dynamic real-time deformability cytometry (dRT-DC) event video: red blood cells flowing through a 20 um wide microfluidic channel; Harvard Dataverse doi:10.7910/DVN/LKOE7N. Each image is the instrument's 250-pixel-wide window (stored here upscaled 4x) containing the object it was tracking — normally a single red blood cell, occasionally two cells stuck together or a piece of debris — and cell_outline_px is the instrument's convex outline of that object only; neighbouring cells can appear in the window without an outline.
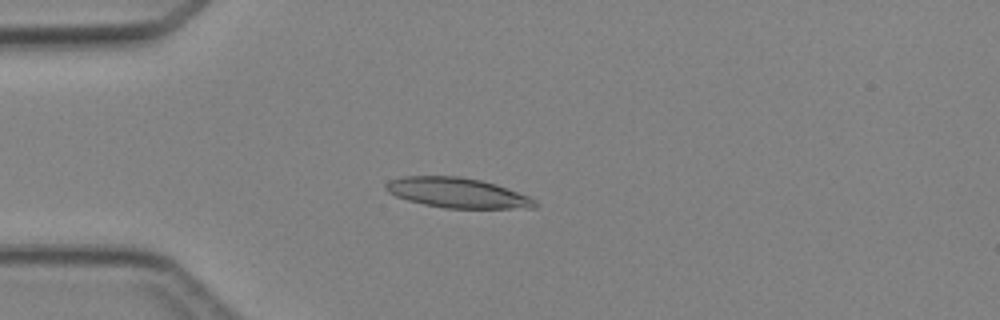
{"species": "Egyptian fruit bat (a non-hibernating species)", "species_latin": "Rousettus aegyptiacus", "temperature_condition": "cold", "stored_images_in_passage": 3, "camera_frame_rate_fps": 3000, "um_per_image_px": 0.085, "animal": {"sex": "female"}, "frame": {"image": 1, "passage_image": 3, "time_ms": 3.0, "image_size_px": [1000, 320], "cell_outline_px": [[540, 204], [536, 208], [444, 208], [424, 204], [408, 200], [396, 196], [388, 192], [384, 188], [384, 184], [388, 180], [404, 176], [460, 176], [480, 180], [496, 184], [528, 196], [536, 200]], "centroid_in_image_um": [38.87, 16.39], "position_along_channel_um": 46.1, "area_um2": 26.18}}